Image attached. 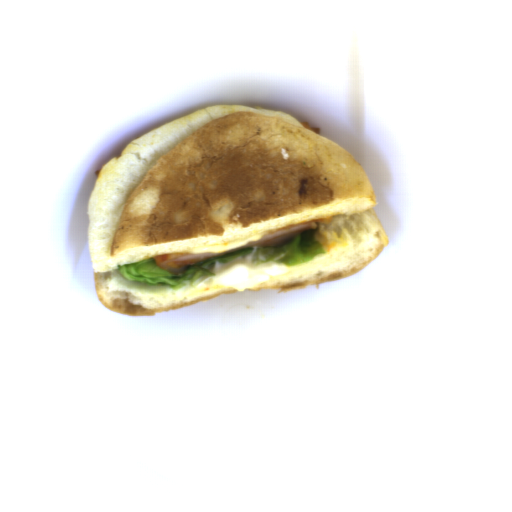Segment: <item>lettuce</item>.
Listing matches in <instances>:
<instances>
[{
	"label": "lettuce",
	"instance_id": "9fb2a089",
	"mask_svg": "<svg viewBox=\"0 0 512 512\" xmlns=\"http://www.w3.org/2000/svg\"><path fill=\"white\" fill-rule=\"evenodd\" d=\"M317 229L301 232L291 240L276 247H247L230 254L195 263L184 269L181 274L173 275L157 266L154 257L137 263L118 265L117 271L123 279H129L150 286H167L178 291L191 285L200 276H215L211 273L216 263L243 258L247 255L254 261L276 260L289 265L307 263L319 255H326L324 247L316 240Z\"/></svg>",
	"mask_w": 512,
	"mask_h": 512
}]
</instances>
